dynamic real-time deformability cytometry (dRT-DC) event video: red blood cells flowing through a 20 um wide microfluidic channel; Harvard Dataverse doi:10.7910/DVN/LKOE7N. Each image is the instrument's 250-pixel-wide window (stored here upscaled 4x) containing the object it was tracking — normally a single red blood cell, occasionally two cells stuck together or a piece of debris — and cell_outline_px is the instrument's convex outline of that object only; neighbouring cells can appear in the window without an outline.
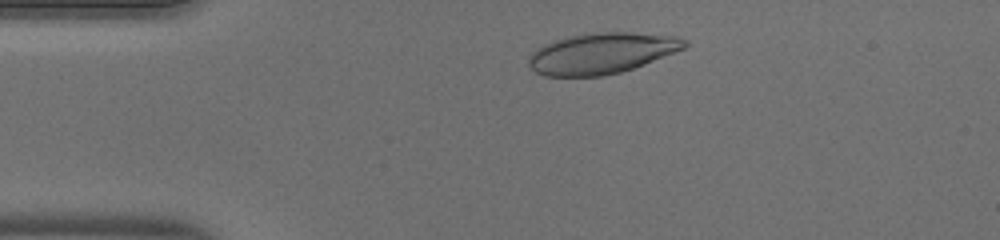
{"species": "human", "species_latin": "Homo sapiens", "temperature_condition": "warm", "stored_images_in_passage": 30, "camera_frame_rate_fps": 3000, "um_per_image_px": 0.085, "donor": {"sex": "male"}, "frame": {"image": 1, "passage_image": 1, "time_ms": 0.0, "image_size_px": [1000, 240], "cell_outline_px": [[688, 44], [684, 48], [644, 64], [620, 72], [604, 76], [544, 76], [536, 72], [528, 64], [528, 56], [532, 52], [544, 44], [552, 40], [584, 32], [632, 32], [676, 36], [688, 40]], "centroid_in_image_um": [51.11, 4.51], "position_along_channel_um": 33.9, "area_um2": 37.34}}
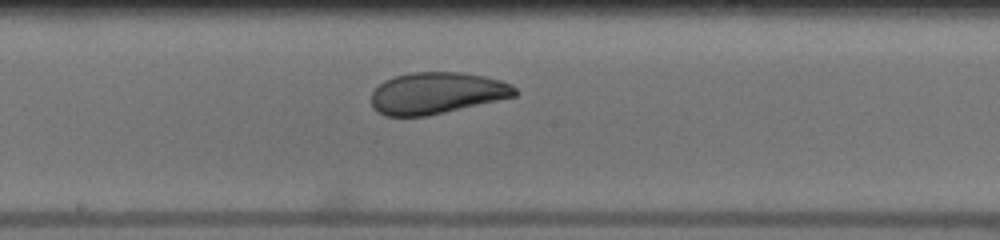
{"frame": {"image": 2, "passage_image": 16, "time_ms": 5.0, "image_size_px": [1000, 240], "cell_outline_px": [[520, 92], [516, 96], [444, 112], [424, 116], [384, 116], [372, 108], [372, 92], [384, 80], [392, 76], [412, 72], [460, 72], [484, 76], [500, 80], [512, 84]], "centroid_in_image_um": [37.12, 7.9], "position_along_channel_um": 211.1, "area_um2": 34.85}}
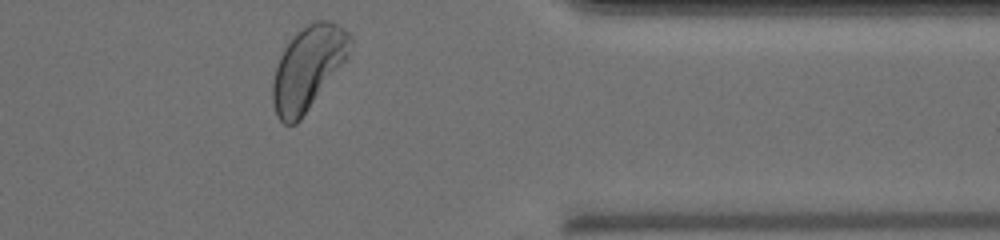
{"frame": {"image": 3, "passage_image": 29, "time_ms": 9.333, "image_size_px": [1000, 240], "cell_outline_px": [[352, 40], [348, 60], [300, 120], [296, 124], [284, 124], [276, 116], [272, 104], [272, 80], [280, 56], [284, 48], [296, 32], [308, 24], [316, 20], [328, 20], [344, 28], [352, 36]], "centroid_in_image_um": [26.2, 5.79], "position_along_channel_um": 385.2, "area_um2": 38.09}}